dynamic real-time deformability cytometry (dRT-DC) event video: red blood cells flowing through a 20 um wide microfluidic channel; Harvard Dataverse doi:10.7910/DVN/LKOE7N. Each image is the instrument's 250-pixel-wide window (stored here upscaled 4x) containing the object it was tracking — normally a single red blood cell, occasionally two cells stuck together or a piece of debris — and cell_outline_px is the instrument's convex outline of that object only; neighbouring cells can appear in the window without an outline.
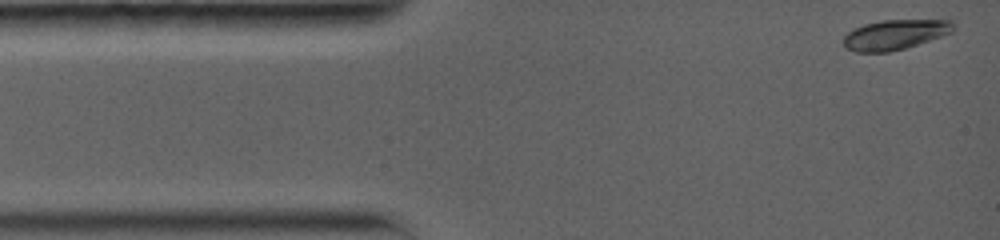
{"species": "common noctule bat (a hibernating species)", "species_latin": "Nyctalus noctula", "temperature_condition": "warm", "stored_images_in_passage": 70, "camera_frame_rate_fps": 5000, "um_per_image_px": 0.085, "animal": {"sex": "female", "body_mass_g": 19.0, "forearm_length_mm": 56.7}, "frame": {"image": 1, "passage_image": 1, "time_ms": 0.0, "image_size_px": [1000, 240], "cell_outline_px": [[956, 28], [952, 32], [904, 48], [888, 52], [856, 52], [844, 48], [844, 36], [848, 32], [864, 24], [880, 20], [948, 16], [956, 20]], "centroid_in_image_um": [76.24, 2.86], "position_along_channel_um": 8.8, "area_um2": 20.23}}
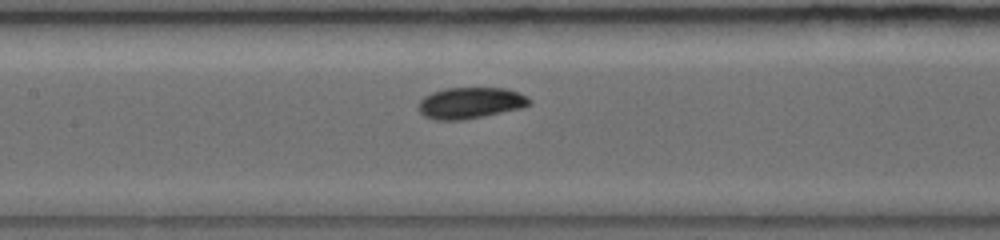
{"frame": {"image": 2, "passage_image": 31, "time_ms": 6.0, "image_size_px": [1000, 240], "cell_outline_px": [[532, 104], [524, 108], [464, 120], [436, 120], [424, 116], [416, 108], [420, 100], [424, 96], [432, 92], [444, 88], [508, 88], [520, 92], [528, 96], [532, 100]], "centroid_in_image_um": [40.02, 8.75], "position_along_channel_um": 167.4, "area_um2": 20.69}}
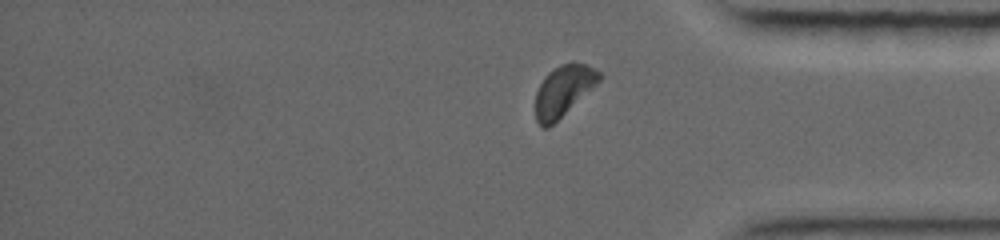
{"frame": {"image": 3, "passage_image": 61, "time_ms": 12.0, "image_size_px": [1000, 240], "cell_outline_px": [[604, 76], [596, 84], [548, 128], [544, 128], [536, 120], [536, 92], [540, 84], [548, 72], [560, 64], [584, 64], [600, 72]], "centroid_in_image_um": [47.87, 7.71], "position_along_channel_um": 387.3, "area_um2": 18.21}, "authors_computed_cell_mechanics": {"area_um2": 19.4497, "velocity_mm_per_s": 3.7923, "shape_relaxation_time_tau1_ms": 6.9518, "shape_relaxation_time_tau2_ms": null, "deformation_change_tau1": 0.1891, "deformation_change_tau2": null}}